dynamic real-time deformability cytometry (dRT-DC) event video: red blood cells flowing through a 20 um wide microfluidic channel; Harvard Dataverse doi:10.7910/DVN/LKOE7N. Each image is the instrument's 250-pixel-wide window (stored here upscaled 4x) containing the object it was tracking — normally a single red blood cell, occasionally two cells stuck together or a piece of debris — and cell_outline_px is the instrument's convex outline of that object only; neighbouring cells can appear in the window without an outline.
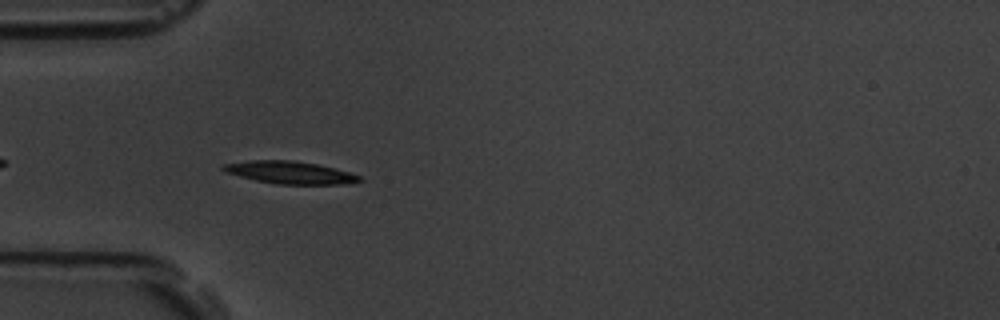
{"species": "common noctule bat (a hibernating species)", "species_latin": "Nyctalus noctula", "temperature_condition": "room temperature", "stored_images_in_passage": 43, "camera_frame_rate_fps": 3000, "um_per_image_px": 0.085, "animal": {"sex": "male", "body_mass_g": 19.5, "forearm_length_mm": 54.6}, "frame": {"image": 1, "passage_image": 4, "time_ms": 1.0, "image_size_px": [1000, 320], "cell_outline_px": [[364, 180], [340, 184], [276, 184], [256, 180], [224, 172], [220, 168], [220, 164], [248, 160], [292, 160], [316, 164], [348, 172], [360, 176]], "centroid_in_image_um": [24.55, 14.65], "position_along_channel_um": 60.4, "area_um2": 17.74}}
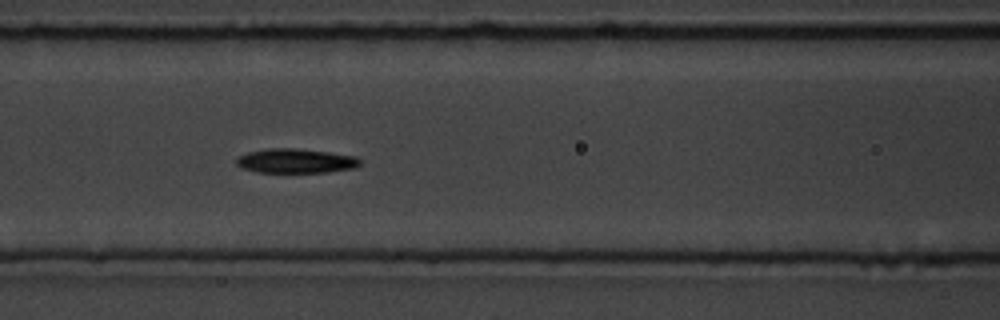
{"frame": {"image": 2, "passage_image": 11, "time_ms": 3.333, "image_size_px": [1000, 320], "cell_outline_px": [[360, 164], [356, 168], [328, 172], [256, 172], [240, 168], [236, 164], [236, 160], [240, 156], [248, 152], [268, 148], [296, 148], [328, 152], [356, 156], [360, 160]], "centroid_in_image_um": [25.14, 13.68], "position_along_channel_um": 141.5, "area_um2": 17.63}}
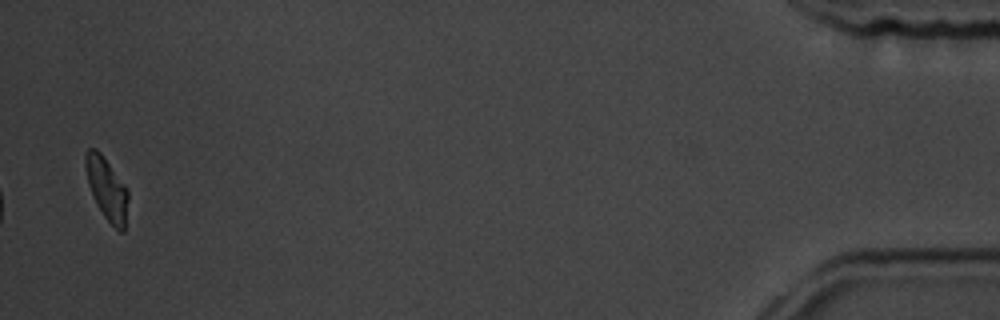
{"frame": {"image": 3, "passage_image": 42, "time_ms": 13.667, "image_size_px": [1000, 320], "cell_outline_px": [[128, 200], [124, 232], [120, 232], [104, 216], [88, 184], [84, 164], [84, 156], [88, 148], [96, 148], [100, 152], [128, 188]], "centroid_in_image_um": [9.08, 16.0], "position_along_channel_um": 426.1, "area_um2": 15.32}, "authors_computed_cell_mechanics": {"area_um2": 17.2244, "velocity_mm_per_s": 3.6197, "shape_relaxation_time_tau1_ms": 2.1679, "shape_relaxation_time_tau2_ms": 4.3514, "deformation_change_tau1": 0.1297, "deformation_change_tau2": 0.1133}}